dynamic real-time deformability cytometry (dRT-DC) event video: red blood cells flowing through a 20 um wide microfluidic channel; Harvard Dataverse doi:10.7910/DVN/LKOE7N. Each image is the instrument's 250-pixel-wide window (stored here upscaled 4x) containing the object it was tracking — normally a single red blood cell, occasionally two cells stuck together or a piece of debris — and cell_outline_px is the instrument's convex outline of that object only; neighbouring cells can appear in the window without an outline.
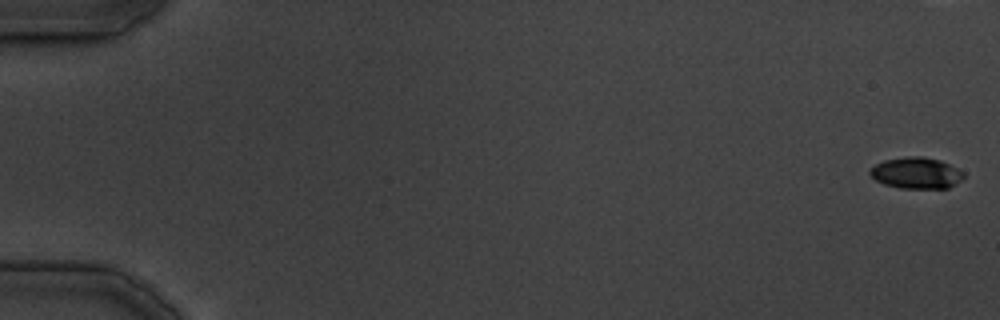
{"species": "common noctule bat (a hibernating species)", "species_latin": "Nyctalus noctula", "temperature_condition": "cold", "stored_images_in_passage": 17, "camera_frame_rate_fps": 3000, "um_per_image_px": 0.085, "animal": {"sex": "male", "body_mass_g": 19.5, "forearm_length_mm": 54.6}, "frame": {"image": 1, "passage_image": 1, "time_ms": 0.0, "image_size_px": [1000, 320], "cell_outline_px": [[964, 176], [960, 180], [948, 188], [900, 188], [884, 184], [876, 180], [868, 172], [876, 164], [884, 160], [908, 156], [924, 156], [940, 160], [964, 172]], "centroid_in_image_um": [77.88, 14.7], "position_along_channel_um": 7.1, "area_um2": 16.94}}